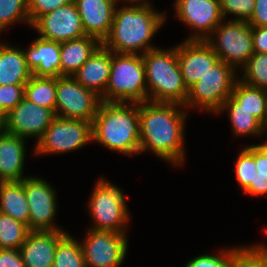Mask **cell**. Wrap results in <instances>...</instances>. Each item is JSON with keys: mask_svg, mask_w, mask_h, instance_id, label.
Masks as SVG:
<instances>
[{"mask_svg": "<svg viewBox=\"0 0 267 267\" xmlns=\"http://www.w3.org/2000/svg\"><path fill=\"white\" fill-rule=\"evenodd\" d=\"M186 114L175 103H139L140 153L151 151L173 166L184 165Z\"/></svg>", "mask_w": 267, "mask_h": 267, "instance_id": "obj_1", "label": "cell"}, {"mask_svg": "<svg viewBox=\"0 0 267 267\" xmlns=\"http://www.w3.org/2000/svg\"><path fill=\"white\" fill-rule=\"evenodd\" d=\"M166 13L149 7L117 5L110 33L102 45L113 53L143 55L157 48L151 40L165 23Z\"/></svg>", "mask_w": 267, "mask_h": 267, "instance_id": "obj_2", "label": "cell"}, {"mask_svg": "<svg viewBox=\"0 0 267 267\" xmlns=\"http://www.w3.org/2000/svg\"><path fill=\"white\" fill-rule=\"evenodd\" d=\"M92 136L94 142L117 154H140L139 104L101 101Z\"/></svg>", "mask_w": 267, "mask_h": 267, "instance_id": "obj_3", "label": "cell"}, {"mask_svg": "<svg viewBox=\"0 0 267 267\" xmlns=\"http://www.w3.org/2000/svg\"><path fill=\"white\" fill-rule=\"evenodd\" d=\"M142 57L148 101L185 106L189 89L184 83L177 59V45L167 50L157 47L144 53Z\"/></svg>", "mask_w": 267, "mask_h": 267, "instance_id": "obj_4", "label": "cell"}, {"mask_svg": "<svg viewBox=\"0 0 267 267\" xmlns=\"http://www.w3.org/2000/svg\"><path fill=\"white\" fill-rule=\"evenodd\" d=\"M101 101L138 104L148 101L142 55L111 51L110 78Z\"/></svg>", "mask_w": 267, "mask_h": 267, "instance_id": "obj_5", "label": "cell"}, {"mask_svg": "<svg viewBox=\"0 0 267 267\" xmlns=\"http://www.w3.org/2000/svg\"><path fill=\"white\" fill-rule=\"evenodd\" d=\"M91 193L87 205L93 223L89 228L127 234L131 215L123 189L101 177Z\"/></svg>", "mask_w": 267, "mask_h": 267, "instance_id": "obj_6", "label": "cell"}, {"mask_svg": "<svg viewBox=\"0 0 267 267\" xmlns=\"http://www.w3.org/2000/svg\"><path fill=\"white\" fill-rule=\"evenodd\" d=\"M236 73L232 66L219 60L189 88L184 107L218 113L226 99L231 96L234 84L239 79Z\"/></svg>", "mask_w": 267, "mask_h": 267, "instance_id": "obj_7", "label": "cell"}, {"mask_svg": "<svg viewBox=\"0 0 267 267\" xmlns=\"http://www.w3.org/2000/svg\"><path fill=\"white\" fill-rule=\"evenodd\" d=\"M220 61L242 69L254 54L251 26L247 21L223 20L205 40Z\"/></svg>", "mask_w": 267, "mask_h": 267, "instance_id": "obj_8", "label": "cell"}, {"mask_svg": "<svg viewBox=\"0 0 267 267\" xmlns=\"http://www.w3.org/2000/svg\"><path fill=\"white\" fill-rule=\"evenodd\" d=\"M93 142L92 121L55 116L50 126L35 143L34 154H61L83 148Z\"/></svg>", "mask_w": 267, "mask_h": 267, "instance_id": "obj_9", "label": "cell"}, {"mask_svg": "<svg viewBox=\"0 0 267 267\" xmlns=\"http://www.w3.org/2000/svg\"><path fill=\"white\" fill-rule=\"evenodd\" d=\"M100 103L101 97L83 87L73 76L56 78L55 116L93 122Z\"/></svg>", "mask_w": 267, "mask_h": 267, "instance_id": "obj_10", "label": "cell"}, {"mask_svg": "<svg viewBox=\"0 0 267 267\" xmlns=\"http://www.w3.org/2000/svg\"><path fill=\"white\" fill-rule=\"evenodd\" d=\"M80 244L86 267H121L127 255V234L88 228Z\"/></svg>", "mask_w": 267, "mask_h": 267, "instance_id": "obj_11", "label": "cell"}, {"mask_svg": "<svg viewBox=\"0 0 267 267\" xmlns=\"http://www.w3.org/2000/svg\"><path fill=\"white\" fill-rule=\"evenodd\" d=\"M22 182L29 203V230H64L54 220L58 205L54 186L45 179L31 175L24 178Z\"/></svg>", "mask_w": 267, "mask_h": 267, "instance_id": "obj_12", "label": "cell"}, {"mask_svg": "<svg viewBox=\"0 0 267 267\" xmlns=\"http://www.w3.org/2000/svg\"><path fill=\"white\" fill-rule=\"evenodd\" d=\"M173 7L177 19L194 31L185 41H205L224 20L220 0H178Z\"/></svg>", "mask_w": 267, "mask_h": 267, "instance_id": "obj_13", "label": "cell"}, {"mask_svg": "<svg viewBox=\"0 0 267 267\" xmlns=\"http://www.w3.org/2000/svg\"><path fill=\"white\" fill-rule=\"evenodd\" d=\"M55 113L25 97L4 116V131L21 138H35L36 142L50 126Z\"/></svg>", "mask_w": 267, "mask_h": 267, "instance_id": "obj_14", "label": "cell"}, {"mask_svg": "<svg viewBox=\"0 0 267 267\" xmlns=\"http://www.w3.org/2000/svg\"><path fill=\"white\" fill-rule=\"evenodd\" d=\"M31 27L39 37L59 43L85 36L74 1L40 16Z\"/></svg>", "mask_w": 267, "mask_h": 267, "instance_id": "obj_15", "label": "cell"}, {"mask_svg": "<svg viewBox=\"0 0 267 267\" xmlns=\"http://www.w3.org/2000/svg\"><path fill=\"white\" fill-rule=\"evenodd\" d=\"M177 59L188 89L219 61V57L205 41L185 40L177 45Z\"/></svg>", "mask_w": 267, "mask_h": 267, "instance_id": "obj_16", "label": "cell"}, {"mask_svg": "<svg viewBox=\"0 0 267 267\" xmlns=\"http://www.w3.org/2000/svg\"><path fill=\"white\" fill-rule=\"evenodd\" d=\"M67 233L64 230L29 231L19 249L25 267H53L56 247Z\"/></svg>", "mask_w": 267, "mask_h": 267, "instance_id": "obj_17", "label": "cell"}, {"mask_svg": "<svg viewBox=\"0 0 267 267\" xmlns=\"http://www.w3.org/2000/svg\"><path fill=\"white\" fill-rule=\"evenodd\" d=\"M81 17L86 36L101 43L108 37L114 18L117 0H73Z\"/></svg>", "mask_w": 267, "mask_h": 267, "instance_id": "obj_18", "label": "cell"}, {"mask_svg": "<svg viewBox=\"0 0 267 267\" xmlns=\"http://www.w3.org/2000/svg\"><path fill=\"white\" fill-rule=\"evenodd\" d=\"M23 49L28 69L37 77H60V43L36 38Z\"/></svg>", "mask_w": 267, "mask_h": 267, "instance_id": "obj_19", "label": "cell"}, {"mask_svg": "<svg viewBox=\"0 0 267 267\" xmlns=\"http://www.w3.org/2000/svg\"><path fill=\"white\" fill-rule=\"evenodd\" d=\"M111 50L101 45L73 75L86 89L102 97L110 78Z\"/></svg>", "mask_w": 267, "mask_h": 267, "instance_id": "obj_20", "label": "cell"}, {"mask_svg": "<svg viewBox=\"0 0 267 267\" xmlns=\"http://www.w3.org/2000/svg\"><path fill=\"white\" fill-rule=\"evenodd\" d=\"M26 139L6 133L0 135V182L22 181L26 155Z\"/></svg>", "mask_w": 267, "mask_h": 267, "instance_id": "obj_21", "label": "cell"}, {"mask_svg": "<svg viewBox=\"0 0 267 267\" xmlns=\"http://www.w3.org/2000/svg\"><path fill=\"white\" fill-rule=\"evenodd\" d=\"M221 109H246L263 125H266L267 90L251 87L238 79L231 96L226 99Z\"/></svg>", "mask_w": 267, "mask_h": 267, "instance_id": "obj_22", "label": "cell"}, {"mask_svg": "<svg viewBox=\"0 0 267 267\" xmlns=\"http://www.w3.org/2000/svg\"><path fill=\"white\" fill-rule=\"evenodd\" d=\"M102 45L91 36L60 43V76H73Z\"/></svg>", "mask_w": 267, "mask_h": 267, "instance_id": "obj_23", "label": "cell"}, {"mask_svg": "<svg viewBox=\"0 0 267 267\" xmlns=\"http://www.w3.org/2000/svg\"><path fill=\"white\" fill-rule=\"evenodd\" d=\"M31 76L24 50L0 42V85H26Z\"/></svg>", "mask_w": 267, "mask_h": 267, "instance_id": "obj_24", "label": "cell"}, {"mask_svg": "<svg viewBox=\"0 0 267 267\" xmlns=\"http://www.w3.org/2000/svg\"><path fill=\"white\" fill-rule=\"evenodd\" d=\"M0 212L11 216L28 227L29 203L22 181L0 182Z\"/></svg>", "mask_w": 267, "mask_h": 267, "instance_id": "obj_25", "label": "cell"}, {"mask_svg": "<svg viewBox=\"0 0 267 267\" xmlns=\"http://www.w3.org/2000/svg\"><path fill=\"white\" fill-rule=\"evenodd\" d=\"M24 97L34 104L51 109L55 113L56 77L32 75L24 86Z\"/></svg>", "mask_w": 267, "mask_h": 267, "instance_id": "obj_26", "label": "cell"}, {"mask_svg": "<svg viewBox=\"0 0 267 267\" xmlns=\"http://www.w3.org/2000/svg\"><path fill=\"white\" fill-rule=\"evenodd\" d=\"M228 112L234 137L263 136L264 125L246 109H220L219 113Z\"/></svg>", "mask_w": 267, "mask_h": 267, "instance_id": "obj_27", "label": "cell"}, {"mask_svg": "<svg viewBox=\"0 0 267 267\" xmlns=\"http://www.w3.org/2000/svg\"><path fill=\"white\" fill-rule=\"evenodd\" d=\"M29 231L24 223L0 212V249H20Z\"/></svg>", "mask_w": 267, "mask_h": 267, "instance_id": "obj_28", "label": "cell"}, {"mask_svg": "<svg viewBox=\"0 0 267 267\" xmlns=\"http://www.w3.org/2000/svg\"><path fill=\"white\" fill-rule=\"evenodd\" d=\"M53 267H86L80 241L67 233L58 243Z\"/></svg>", "mask_w": 267, "mask_h": 267, "instance_id": "obj_29", "label": "cell"}, {"mask_svg": "<svg viewBox=\"0 0 267 267\" xmlns=\"http://www.w3.org/2000/svg\"><path fill=\"white\" fill-rule=\"evenodd\" d=\"M230 267H267V245L231 247Z\"/></svg>", "mask_w": 267, "mask_h": 267, "instance_id": "obj_30", "label": "cell"}, {"mask_svg": "<svg viewBox=\"0 0 267 267\" xmlns=\"http://www.w3.org/2000/svg\"><path fill=\"white\" fill-rule=\"evenodd\" d=\"M241 71L244 84L267 90V53H254Z\"/></svg>", "mask_w": 267, "mask_h": 267, "instance_id": "obj_31", "label": "cell"}, {"mask_svg": "<svg viewBox=\"0 0 267 267\" xmlns=\"http://www.w3.org/2000/svg\"><path fill=\"white\" fill-rule=\"evenodd\" d=\"M18 22L31 27L27 0H0V34Z\"/></svg>", "mask_w": 267, "mask_h": 267, "instance_id": "obj_32", "label": "cell"}, {"mask_svg": "<svg viewBox=\"0 0 267 267\" xmlns=\"http://www.w3.org/2000/svg\"><path fill=\"white\" fill-rule=\"evenodd\" d=\"M235 164V176L238 185L244 191L252 181L256 172L254 160V144L244 146L237 156Z\"/></svg>", "mask_w": 267, "mask_h": 267, "instance_id": "obj_33", "label": "cell"}, {"mask_svg": "<svg viewBox=\"0 0 267 267\" xmlns=\"http://www.w3.org/2000/svg\"><path fill=\"white\" fill-rule=\"evenodd\" d=\"M255 0H220V10L223 19L228 14L234 16L230 20L248 21L254 11Z\"/></svg>", "mask_w": 267, "mask_h": 267, "instance_id": "obj_34", "label": "cell"}, {"mask_svg": "<svg viewBox=\"0 0 267 267\" xmlns=\"http://www.w3.org/2000/svg\"><path fill=\"white\" fill-rule=\"evenodd\" d=\"M231 248L220 250L217 254H202L195 256L184 267H230Z\"/></svg>", "mask_w": 267, "mask_h": 267, "instance_id": "obj_35", "label": "cell"}, {"mask_svg": "<svg viewBox=\"0 0 267 267\" xmlns=\"http://www.w3.org/2000/svg\"><path fill=\"white\" fill-rule=\"evenodd\" d=\"M25 85H0V115L5 116L24 98Z\"/></svg>", "mask_w": 267, "mask_h": 267, "instance_id": "obj_36", "label": "cell"}, {"mask_svg": "<svg viewBox=\"0 0 267 267\" xmlns=\"http://www.w3.org/2000/svg\"><path fill=\"white\" fill-rule=\"evenodd\" d=\"M71 2L73 0H27L30 24L32 25L40 16Z\"/></svg>", "mask_w": 267, "mask_h": 267, "instance_id": "obj_37", "label": "cell"}, {"mask_svg": "<svg viewBox=\"0 0 267 267\" xmlns=\"http://www.w3.org/2000/svg\"><path fill=\"white\" fill-rule=\"evenodd\" d=\"M251 27L267 26V0H255V8L247 21Z\"/></svg>", "mask_w": 267, "mask_h": 267, "instance_id": "obj_38", "label": "cell"}, {"mask_svg": "<svg viewBox=\"0 0 267 267\" xmlns=\"http://www.w3.org/2000/svg\"><path fill=\"white\" fill-rule=\"evenodd\" d=\"M0 267H25L19 249H0Z\"/></svg>", "mask_w": 267, "mask_h": 267, "instance_id": "obj_39", "label": "cell"}, {"mask_svg": "<svg viewBox=\"0 0 267 267\" xmlns=\"http://www.w3.org/2000/svg\"><path fill=\"white\" fill-rule=\"evenodd\" d=\"M254 53H267V26L251 27Z\"/></svg>", "mask_w": 267, "mask_h": 267, "instance_id": "obj_40", "label": "cell"}, {"mask_svg": "<svg viewBox=\"0 0 267 267\" xmlns=\"http://www.w3.org/2000/svg\"><path fill=\"white\" fill-rule=\"evenodd\" d=\"M243 192L253 197L267 195V175L255 172L254 181Z\"/></svg>", "mask_w": 267, "mask_h": 267, "instance_id": "obj_41", "label": "cell"}, {"mask_svg": "<svg viewBox=\"0 0 267 267\" xmlns=\"http://www.w3.org/2000/svg\"><path fill=\"white\" fill-rule=\"evenodd\" d=\"M254 160L256 163V172L267 175V147L261 144H254Z\"/></svg>", "mask_w": 267, "mask_h": 267, "instance_id": "obj_42", "label": "cell"}, {"mask_svg": "<svg viewBox=\"0 0 267 267\" xmlns=\"http://www.w3.org/2000/svg\"><path fill=\"white\" fill-rule=\"evenodd\" d=\"M120 2H125L124 4L129 6H140V7H149V8H155L151 4L150 0H123Z\"/></svg>", "mask_w": 267, "mask_h": 267, "instance_id": "obj_43", "label": "cell"}, {"mask_svg": "<svg viewBox=\"0 0 267 267\" xmlns=\"http://www.w3.org/2000/svg\"><path fill=\"white\" fill-rule=\"evenodd\" d=\"M4 132V116L0 115V135Z\"/></svg>", "mask_w": 267, "mask_h": 267, "instance_id": "obj_44", "label": "cell"}, {"mask_svg": "<svg viewBox=\"0 0 267 267\" xmlns=\"http://www.w3.org/2000/svg\"><path fill=\"white\" fill-rule=\"evenodd\" d=\"M264 133H266L265 135H267V125H264L263 135H264ZM266 139H267V138H266ZM263 144L267 147V140H265V141L263 142Z\"/></svg>", "mask_w": 267, "mask_h": 267, "instance_id": "obj_45", "label": "cell"}]
</instances>
